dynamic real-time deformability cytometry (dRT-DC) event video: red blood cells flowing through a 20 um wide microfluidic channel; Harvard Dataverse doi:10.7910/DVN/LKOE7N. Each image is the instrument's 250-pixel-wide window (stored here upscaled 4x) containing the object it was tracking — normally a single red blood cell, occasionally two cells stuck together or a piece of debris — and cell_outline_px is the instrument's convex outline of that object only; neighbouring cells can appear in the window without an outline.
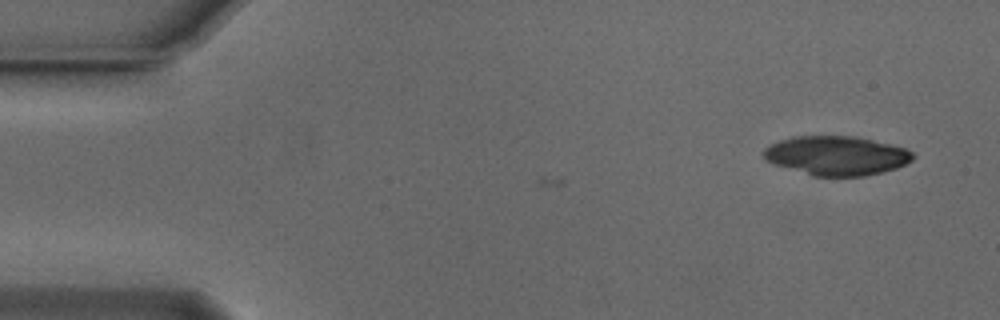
{"species": "Egyptian fruit bat (a non-hibernating species)", "species_latin": "Rousettus aegyptiacus", "temperature_condition": "cold", "stored_images_in_passage": 44, "camera_frame_rate_fps": 3000, "um_per_image_px": 0.085, "animal": {"sex": "male"}, "frame": {"image": 1, "passage_image": 1, "time_ms": 0.0, "image_size_px": [1000, 320], "cell_outline_px": [[916, 156], [912, 160], [896, 168], [864, 176], [816, 176], [776, 164], [768, 160], [764, 156], [764, 148], [768, 144], [792, 136], [856, 136], [892, 144], [908, 148]], "centroid_in_image_um": [71.15, 13.2], "position_along_channel_um": 13.9, "area_um2": 33.93}}